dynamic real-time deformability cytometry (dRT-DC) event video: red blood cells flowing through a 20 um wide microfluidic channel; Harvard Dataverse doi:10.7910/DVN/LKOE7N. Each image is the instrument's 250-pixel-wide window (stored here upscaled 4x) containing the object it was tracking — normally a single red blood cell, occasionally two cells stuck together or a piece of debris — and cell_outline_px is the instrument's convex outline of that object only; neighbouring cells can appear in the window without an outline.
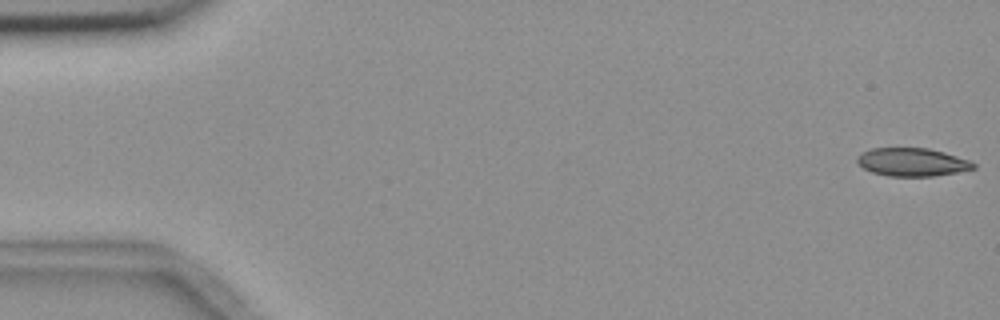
{"species": "common noctule bat (a hibernating species)", "species_latin": "Nyctalus noctula", "temperature_condition": "room temperature", "stored_images_in_passage": 55, "camera_frame_rate_fps": 3000, "um_per_image_px": 0.085, "animal": {"sex": "female", "body_mass_g": 18.4}, "frame": {"image": 1, "passage_image": 1, "time_ms": 0.0, "image_size_px": [1000, 320], "cell_outline_px": [[976, 168], [956, 172], [932, 176], [888, 176], [872, 172], [864, 168], [856, 160], [860, 152], [872, 148], [928, 148], [944, 152], [968, 160], [976, 164]], "centroid_in_image_um": [77.51, 13.77], "position_along_channel_um": 7.5, "area_um2": 18.96}}
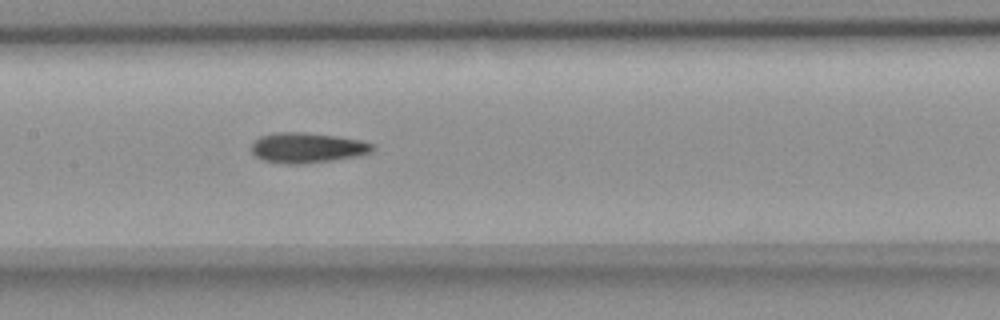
{"frame": {"image": 2, "passage_image": 27, "time_ms": 8.667, "image_size_px": [1000, 320], "cell_outline_px": [[376, 148], [372, 152], [360, 156], [332, 160], [300, 164], [284, 164], [264, 160], [256, 156], [252, 152], [252, 144], [260, 136], [276, 132], [304, 132], [336, 136], [360, 140], [372, 144]], "centroid_in_image_um": [26.14, 12.56], "position_along_channel_um": 181.3, "area_um2": 21.33}}
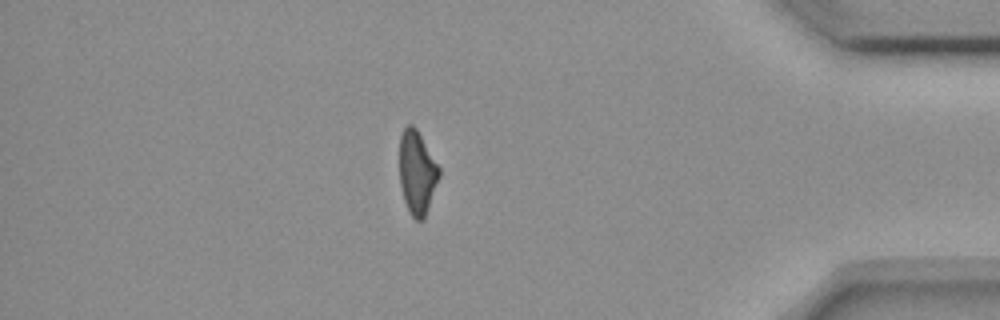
{"frame": {"image": 3, "passage_image": 48, "time_ms": 15.667, "image_size_px": [1000, 320], "cell_outline_px": [[440, 176], [424, 220], [416, 220], [412, 216], [404, 200], [400, 184], [400, 136], [404, 128], [408, 124], [412, 124], [416, 128], [440, 168]], "centroid_in_image_um": [35.46, 14.67], "position_along_channel_um": 399.7, "area_um2": 19.13}, "authors_computed_cell_mechanics": {"area_um2": 20.4612, "velocity_mm_per_s": 3.6601, "shape_relaxation_time_tau1_ms": null, "shape_relaxation_time_tau2_ms": 9.0444, "deformation_change_tau1": null, "deformation_change_tau2": 0.1919}}